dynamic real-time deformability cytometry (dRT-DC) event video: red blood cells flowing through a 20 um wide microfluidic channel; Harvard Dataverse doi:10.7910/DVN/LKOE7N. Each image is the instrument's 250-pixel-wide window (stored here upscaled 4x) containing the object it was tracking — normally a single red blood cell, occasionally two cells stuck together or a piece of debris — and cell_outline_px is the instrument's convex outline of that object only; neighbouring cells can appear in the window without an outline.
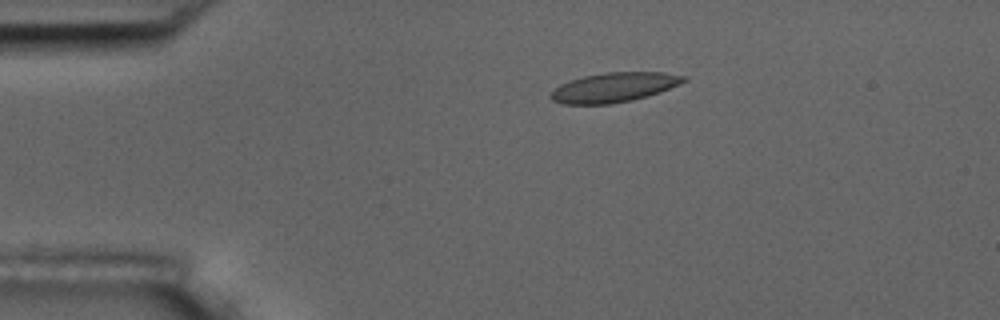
{"species": "common noctule bat (a hibernating species)", "species_latin": "Nyctalus noctula", "temperature_condition": "room temperature", "stored_images_in_passage": 45, "camera_frame_rate_fps": 3000, "um_per_image_px": 0.085, "animal": {"sex": "male", "body_mass_g": 17.5, "forearm_length_mm": 52.3}, "frame": {"image": 1, "passage_image": 2, "time_ms": 0.333, "image_size_px": [1000, 320], "cell_outline_px": [[688, 80], [680, 84], [660, 92], [632, 100], [608, 104], [564, 104], [552, 100], [548, 96], [560, 84], [584, 76], [604, 72], [664, 72], [688, 76]], "centroid_in_image_um": [52.23, 7.42], "position_along_channel_um": 32.8, "area_um2": 22.89}}
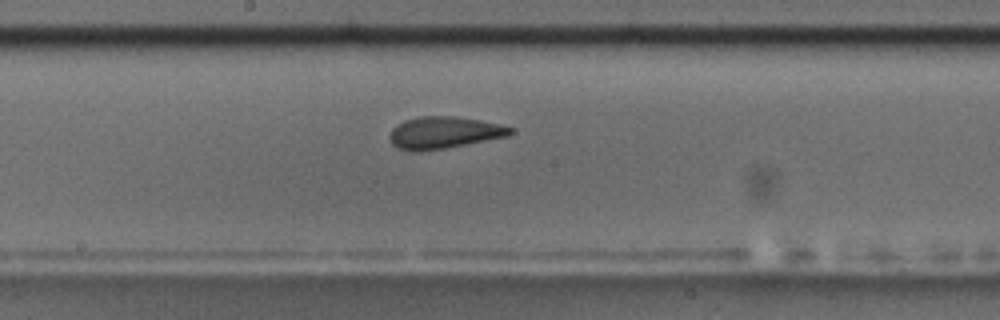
{"frame": {"image": 2, "passage_image": 20, "time_ms": 6.333, "image_size_px": [1000, 320], "cell_outline_px": [[512, 132], [508, 136], [444, 148], [420, 152], [412, 152], [396, 148], [392, 144], [388, 136], [392, 128], [396, 124], [404, 120], [420, 116], [452, 116], [480, 120], [500, 124], [512, 128]], "centroid_in_image_um": [37.66, 11.28], "position_along_channel_um": 210.5, "area_um2": 22.54}}
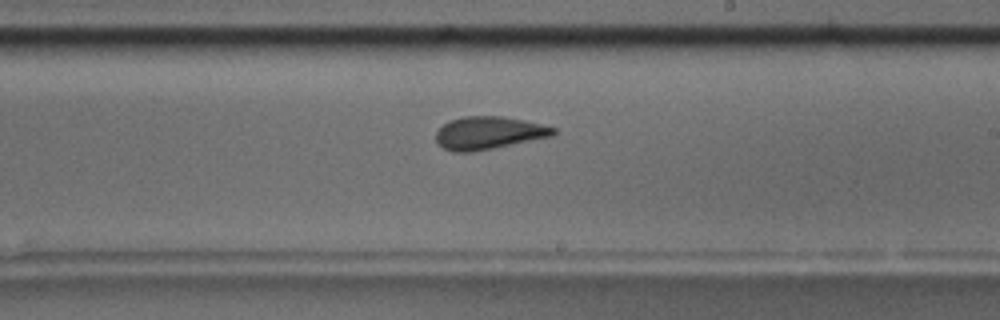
{"frame": {"image": 3, "passage_image": 23, "time_ms": 7.333, "image_size_px": [1000, 320], "cell_outline_px": [[556, 132], [552, 136], [472, 152], [452, 152], [444, 148], [436, 140], [436, 132], [448, 120], [464, 116], [504, 116], [524, 120], [556, 128]], "centroid_in_image_um": [41.52, 11.29], "position_along_channel_um": 247.5, "area_um2": 22.25}, "authors_computed_cell_mechanics": {"area_um2": 22.542, "velocity_mm_per_s": 3.7184, "shape_relaxation_time_tau1_ms": null, "shape_relaxation_time_tau2_ms": 2.6869, "deformation_change_tau1": null, "deformation_change_tau2": 0.1024}}